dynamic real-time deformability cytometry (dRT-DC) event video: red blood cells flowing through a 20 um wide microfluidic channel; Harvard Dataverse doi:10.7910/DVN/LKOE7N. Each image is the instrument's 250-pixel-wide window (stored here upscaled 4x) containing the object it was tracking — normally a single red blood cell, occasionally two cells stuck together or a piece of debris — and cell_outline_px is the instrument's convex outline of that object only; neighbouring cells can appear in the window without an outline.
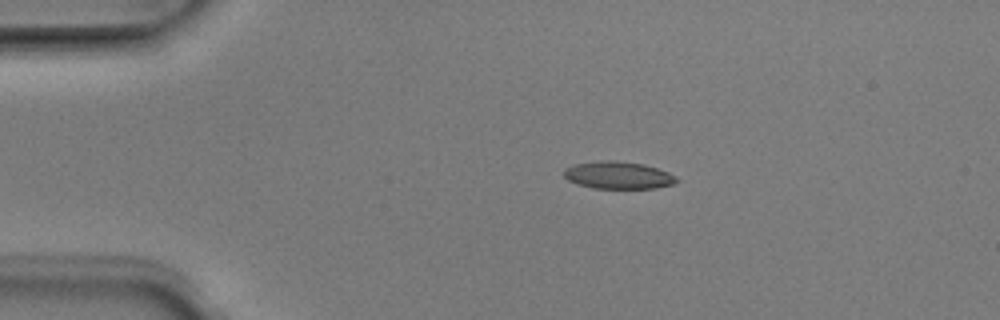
{"species": "Egyptian fruit bat (a non-hibernating species)", "species_latin": "Rousettus aegyptiacus", "temperature_condition": "room temperature", "stored_images_in_passage": 5, "camera_frame_rate_fps": 3000, "um_per_image_px": 0.085, "animal": {"sex": "male"}, "frame": {"image": 1, "passage_image": 3, "time_ms": 0.667, "image_size_px": [1000, 320], "cell_outline_px": [[680, 180], [672, 184], [656, 188], [592, 188], [576, 184], [568, 180], [564, 176], [564, 168], [572, 164], [604, 160], [612, 160], [644, 164], [668, 172], [676, 176]], "centroid_in_image_um": [52.52, 14.89], "position_along_channel_um": 32.5, "area_um2": 18.03}}
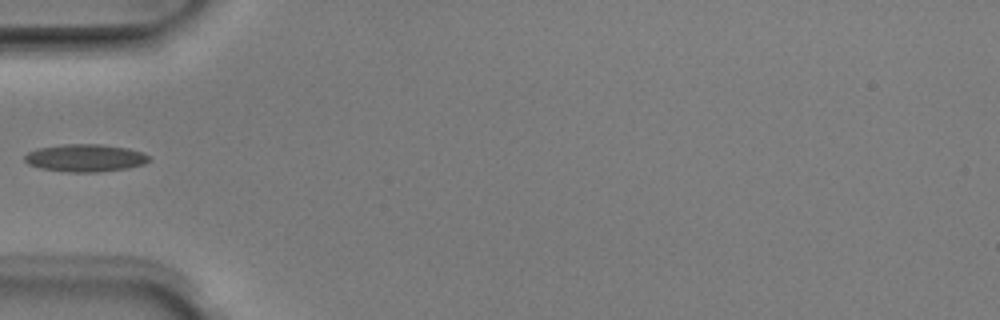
{"frame": {"image": 2, "passage_image": 5, "time_ms": 1.333, "image_size_px": [1000, 320], "cell_outline_px": [[148, 160], [144, 164], [128, 168], [96, 172], [68, 172], [40, 168], [28, 164], [24, 160], [24, 156], [28, 152], [36, 148], [64, 144], [100, 144], [128, 148], [144, 152], [148, 156]], "centroid_in_image_um": [7.22, 13.42], "position_along_channel_um": 77.8, "area_um2": 20.0}}